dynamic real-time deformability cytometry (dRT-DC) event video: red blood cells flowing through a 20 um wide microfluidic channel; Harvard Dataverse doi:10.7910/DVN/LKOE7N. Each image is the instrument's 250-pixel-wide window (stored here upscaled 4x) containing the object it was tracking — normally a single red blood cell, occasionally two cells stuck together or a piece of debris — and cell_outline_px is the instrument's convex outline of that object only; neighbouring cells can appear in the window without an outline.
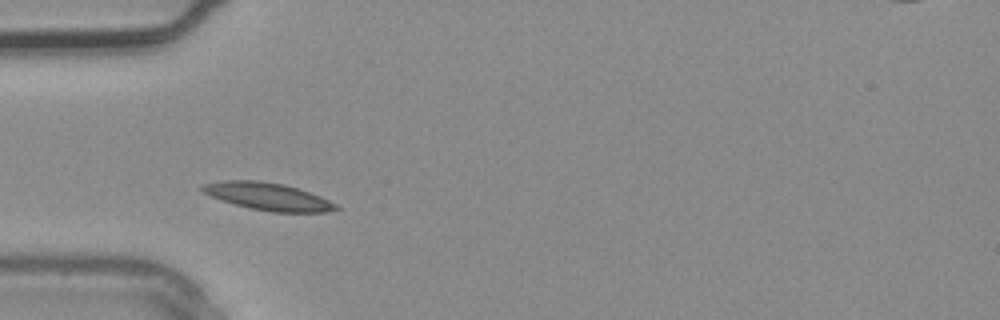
{"species": "common noctule bat (a hibernating species)", "species_latin": "Nyctalus noctula", "temperature_condition": "warm", "stored_images_in_passage": 2, "camera_frame_rate_fps": 3000, "um_per_image_px": 0.085, "animal": {"sex": "male", "body_mass_g": 20.4}, "frame": {"image": 1, "passage_image": 2, "time_ms": 0.333, "image_size_px": [1000, 320], "cell_outline_px": [[340, 208], [328, 212], [272, 212], [252, 208], [236, 204], [212, 196], [204, 192], [200, 188], [204, 184], [224, 180], [256, 180], [284, 184], [320, 196], [336, 204]], "centroid_in_image_um": [22.81, 16.7], "position_along_channel_um": 62.2, "area_um2": 20.92}}